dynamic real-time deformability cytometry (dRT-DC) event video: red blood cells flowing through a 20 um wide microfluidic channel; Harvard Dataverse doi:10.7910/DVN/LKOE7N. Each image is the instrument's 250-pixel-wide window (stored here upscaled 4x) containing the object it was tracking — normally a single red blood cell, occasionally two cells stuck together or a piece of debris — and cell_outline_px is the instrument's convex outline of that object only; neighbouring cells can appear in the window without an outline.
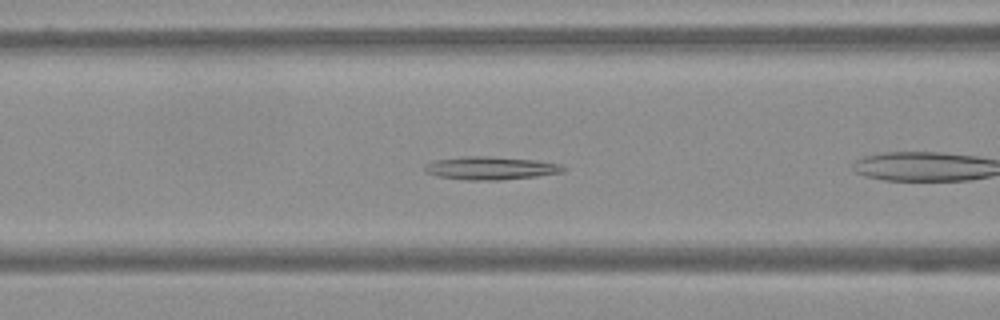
{"species": "Egyptian fruit bat (a non-hibernating species)", "species_latin": "Rousettus aegyptiacus", "temperature_condition": "warm", "stored_images_in_passage": 43, "camera_frame_rate_fps": 3000, "um_per_image_px": 0.085, "frame": {"image": 1, "passage_image": 6, "time_ms": 1.667, "image_size_px": [1000, 320], "cell_outline_px": [[568, 168], [564, 172], [536, 176], [500, 180], [464, 180], [436, 176], [424, 172], [424, 164], [432, 160], [464, 156], [492, 156], [536, 160], [560, 164]], "centroid_in_image_um": [41.67, 14.28], "position_along_channel_um": 124.9, "area_um2": 18.96}}
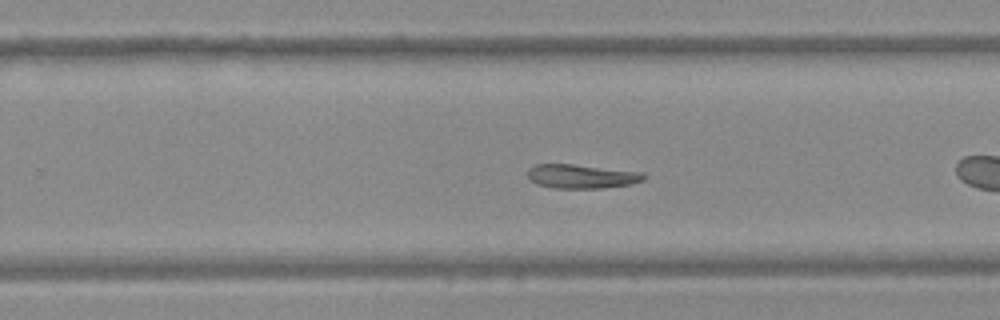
{"frame": {"image": 2, "passage_image": 20, "time_ms": 6.333, "image_size_px": [1000, 320], "cell_outline_px": [[648, 176], [644, 180], [632, 184], [604, 188], [552, 188], [536, 184], [528, 176], [528, 168], [536, 164], [572, 164], [644, 172]], "centroid_in_image_um": [49.48, 14.99], "position_along_channel_um": 280.3, "area_um2": 16.42}}
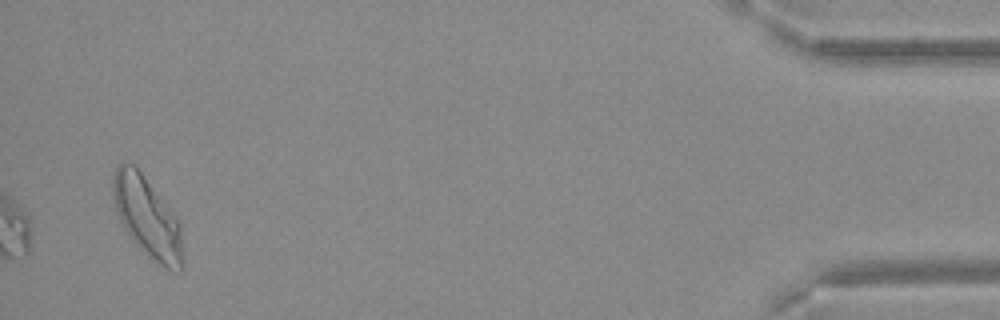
{"frame": {"image": 3, "passage_image": 43, "time_ms": 14.0, "image_size_px": [1000, 320], "cell_outline_px": [[184, 268], [180, 272], [164, 268], [156, 264], [132, 240], [124, 228], [120, 220], [116, 208], [112, 192], [112, 176], [116, 168], [120, 164], [132, 164], [140, 172], [176, 216], [180, 224]], "centroid_in_image_um": [12.54, 18.54], "position_along_channel_um": 422.7, "area_um2": 32.43}}